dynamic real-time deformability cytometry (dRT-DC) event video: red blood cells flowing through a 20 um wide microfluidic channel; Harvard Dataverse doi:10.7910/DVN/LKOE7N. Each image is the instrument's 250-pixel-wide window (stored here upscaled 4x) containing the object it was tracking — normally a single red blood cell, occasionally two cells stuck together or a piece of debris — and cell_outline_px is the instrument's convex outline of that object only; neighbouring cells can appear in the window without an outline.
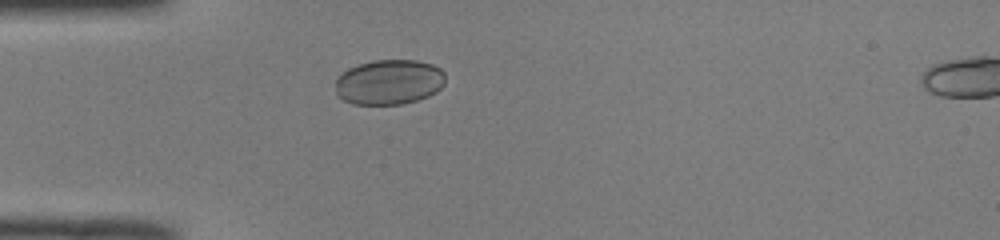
{"species": "common noctule bat (a hibernating species)", "species_latin": "Nyctalus noctula", "temperature_condition": "room temperature", "stored_images_in_passage": 40, "camera_frame_rate_fps": 3000, "um_per_image_px": 0.085, "animal": {"sex": "male", "body_mass_g": 19.0, "forearm_length_mm": 50.8}, "frame": {"image": 1, "passage_image": 5, "time_ms": 1.333, "image_size_px": [1000, 240], "cell_outline_px": [[444, 84], [436, 92], [428, 96], [416, 100], [400, 104], [352, 104], [336, 96], [336, 76], [348, 68], [372, 60], [416, 60], [432, 64], [440, 68], [444, 72]], "centroid_in_image_um": [33.05, 6.97], "position_along_channel_um": 52.0, "area_um2": 29.02}}
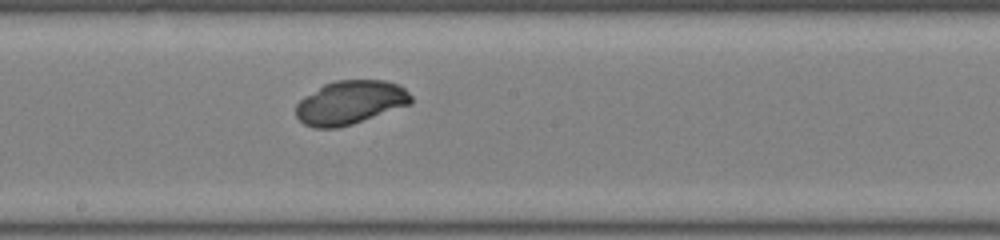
{"frame": {"image": 2, "passage_image": 18, "time_ms": 5.667, "image_size_px": [1000, 240], "cell_outline_px": [[412, 104], [352, 124], [336, 128], [316, 128], [304, 124], [296, 116], [296, 104], [304, 96], [324, 84], [336, 80], [384, 80], [400, 84], [412, 96]], "centroid_in_image_um": [29.78, 8.71], "position_along_channel_um": 218.4, "area_um2": 29.42}}
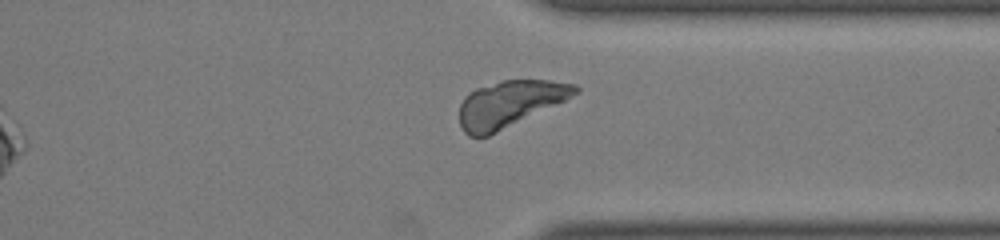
{"frame": {"image": 3, "passage_image": 29, "time_ms": 9.333, "image_size_px": [1000, 240], "cell_outline_px": [[580, 88], [572, 96], [564, 100], [488, 136], [468, 136], [464, 132], [460, 124], [460, 104], [464, 96], [468, 92], [476, 88], [504, 80], [548, 80], [576, 84]], "centroid_in_image_um": [43.28, 8.81], "position_along_channel_um": 368.1, "area_um2": 30.69}}